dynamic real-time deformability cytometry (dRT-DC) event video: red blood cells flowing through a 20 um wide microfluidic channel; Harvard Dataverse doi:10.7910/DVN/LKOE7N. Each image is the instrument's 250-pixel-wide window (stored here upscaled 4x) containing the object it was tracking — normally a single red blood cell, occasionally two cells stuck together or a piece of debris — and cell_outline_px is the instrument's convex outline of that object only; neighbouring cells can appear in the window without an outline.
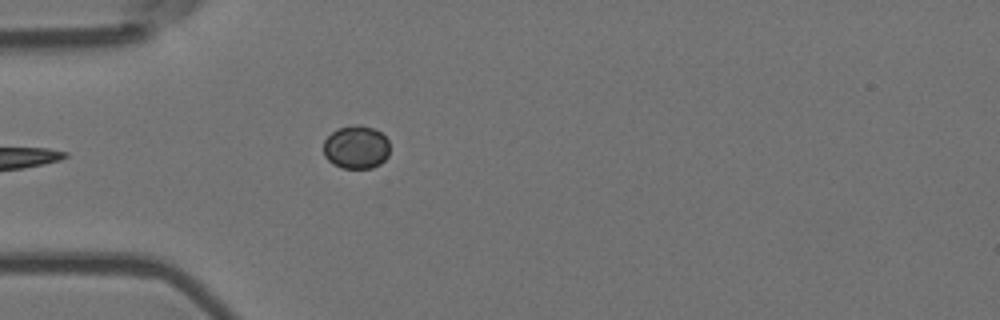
{"species": "Egyptian fruit bat (a non-hibernating species)", "species_latin": "Rousettus aegyptiacus", "temperature_condition": "room temperature", "stored_images_in_passage": 4, "camera_frame_rate_fps": 3000, "um_per_image_px": 0.085, "animal": {"sex": "female"}, "frame": {"image": 1, "passage_image": 4, "time_ms": 1.0, "image_size_px": [1000, 320], "cell_outline_px": [[388, 156], [380, 164], [372, 168], [340, 168], [332, 164], [324, 156], [324, 140], [332, 132], [340, 128], [356, 124], [360, 124], [372, 128], [380, 132], [388, 140]], "centroid_in_image_um": [30.26, 12.52], "position_along_channel_um": 54.7, "area_um2": 16.7}}